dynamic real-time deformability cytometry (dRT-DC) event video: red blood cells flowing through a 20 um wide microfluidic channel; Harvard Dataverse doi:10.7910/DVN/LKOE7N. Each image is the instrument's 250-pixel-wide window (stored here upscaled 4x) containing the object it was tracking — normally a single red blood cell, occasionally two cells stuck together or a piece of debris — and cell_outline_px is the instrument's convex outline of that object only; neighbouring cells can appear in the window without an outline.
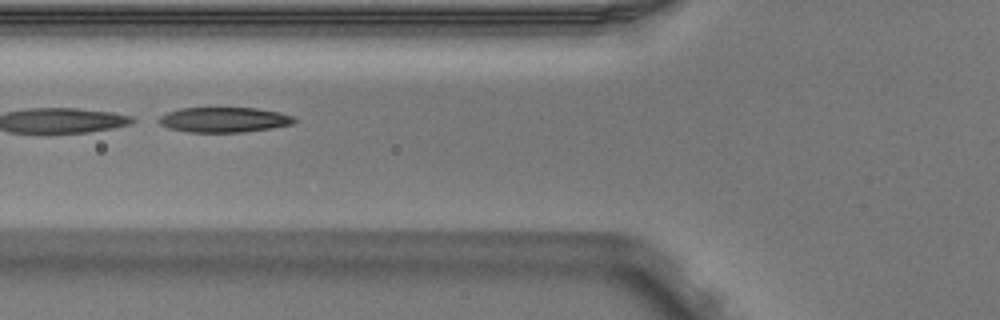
{"species": "Egyptian fruit bat (a non-hibernating species)", "species_latin": "Rousettus aegyptiacus", "temperature_condition": "warm", "stored_images_in_passage": 6, "segment_of_instrument_passage": [2, 2], "camera_frame_rate_fps": 3000, "um_per_image_px": 0.085, "animal": {"sex": "male"}, "frame": {"image": 1, "passage_image": 4, "time_ms": 1.0, "image_size_px": [1000, 320], "cell_outline_px": [[296, 120], [292, 124], [272, 128], [244, 132], [188, 132], [168, 128], [152, 120], [168, 112], [180, 108], [256, 108], [280, 112], [292, 116]], "centroid_in_image_um": [18.99, 10.18], "position_along_channel_um": 106.8, "area_um2": 19.94}}
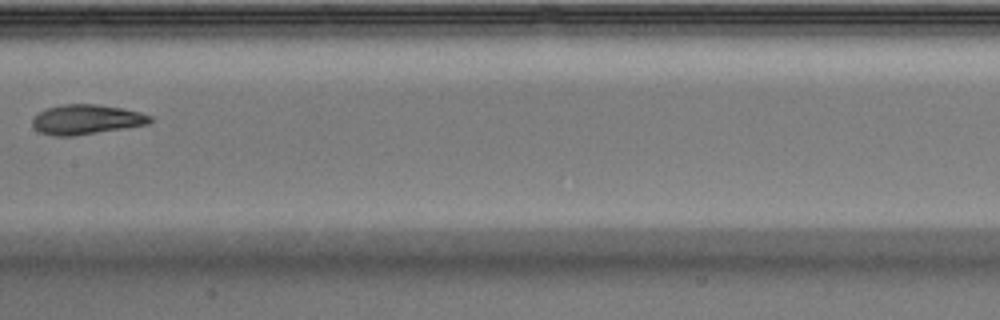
{"frame": {"image": 2, "passage_image": 6, "time_ms": 1.667, "image_size_px": [1000, 320], "cell_outline_px": [[152, 120], [148, 124], [128, 128], [72, 136], [52, 136], [40, 132], [32, 128], [32, 116], [48, 108], [60, 104], [96, 104], [124, 108], [140, 112], [152, 116]], "centroid_in_image_um": [7.33, 10.16], "position_along_channel_um": 200.1, "area_um2": 20.69}}